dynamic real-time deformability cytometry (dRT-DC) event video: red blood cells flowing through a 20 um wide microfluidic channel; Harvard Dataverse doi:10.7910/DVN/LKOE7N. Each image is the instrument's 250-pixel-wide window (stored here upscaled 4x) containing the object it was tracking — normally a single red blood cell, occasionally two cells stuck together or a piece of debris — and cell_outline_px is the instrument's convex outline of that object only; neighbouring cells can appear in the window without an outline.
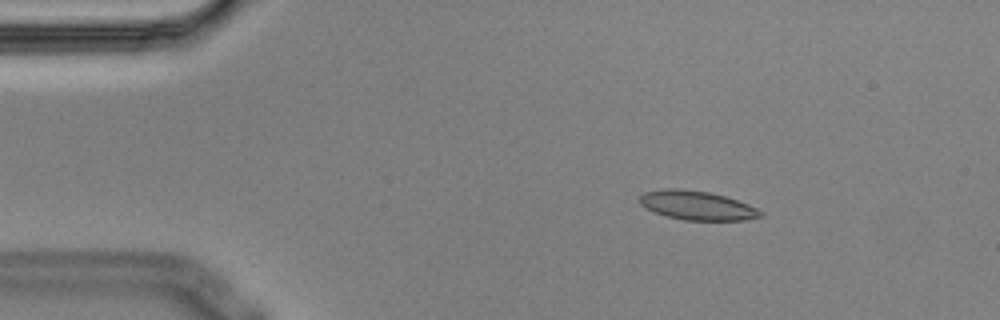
{"species": "Egyptian fruit bat (a non-hibernating species)", "species_latin": "Rousettus aegyptiacus", "temperature_condition": "cold", "stored_images_in_passage": 3, "camera_frame_rate_fps": 3000, "um_per_image_px": 0.085, "animal": {"sex": "male"}, "frame": {"image": 1, "passage_image": 1, "time_ms": 0.0, "image_size_px": [1000, 320], "cell_outline_px": [[764, 216], [744, 220], [684, 220], [668, 216], [656, 212], [640, 204], [640, 196], [644, 192], [668, 188], [680, 188], [708, 192], [724, 196], [748, 204], [764, 212]], "centroid_in_image_um": [59.28, 17.46], "position_along_channel_um": 25.7, "area_um2": 20.23}}